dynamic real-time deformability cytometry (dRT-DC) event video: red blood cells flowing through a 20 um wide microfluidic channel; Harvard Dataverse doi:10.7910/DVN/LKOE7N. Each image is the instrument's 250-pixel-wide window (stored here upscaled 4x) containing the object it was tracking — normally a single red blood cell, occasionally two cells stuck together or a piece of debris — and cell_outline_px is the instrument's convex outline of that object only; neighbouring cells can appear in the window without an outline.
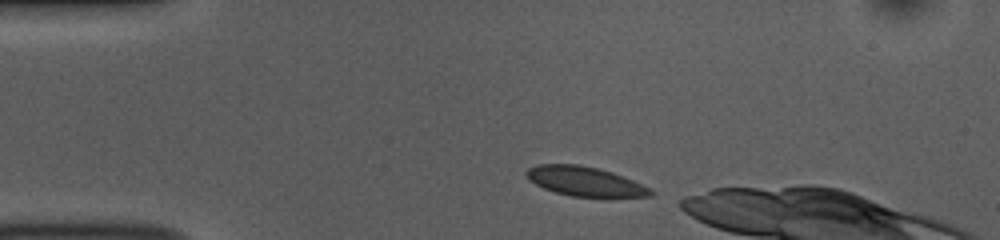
{"species": "common noctule bat (a hibernating species)", "species_latin": "Nyctalus noctula", "temperature_condition": "room temperature", "stored_images_in_passage": 44, "camera_frame_rate_fps": 3000, "um_per_image_px": 0.085, "animal": {"sex": "female", "body_mass_g": 10.0, "forearm_length_mm": 53.1}, "frame": {"image": 1, "passage_image": 1, "time_ms": 0.0, "image_size_px": [1000, 240], "cell_outline_px": [[656, 192], [652, 196], [572, 196], [556, 192], [544, 188], [528, 180], [524, 172], [528, 168], [536, 164], [580, 164], [612, 172], [624, 176], [652, 188]], "centroid_in_image_um": [49.72, 15.4], "position_along_channel_um": 35.3, "area_um2": 21.27}}
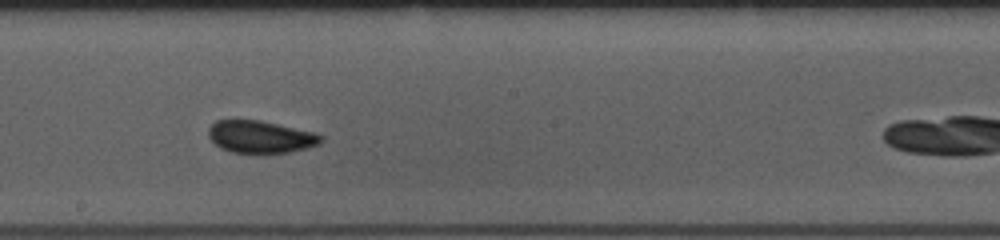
{"frame": {"image": 2, "passage_image": 19, "time_ms": 6.0, "image_size_px": [1000, 240], "cell_outline_px": [[324, 140], [320, 144], [288, 152], [232, 152], [220, 148], [208, 136], [208, 128], [216, 120], [260, 120], [316, 132], [324, 136]], "centroid_in_image_um": [22.17, 11.61], "position_along_channel_um": 226.0, "area_um2": 21.1}}
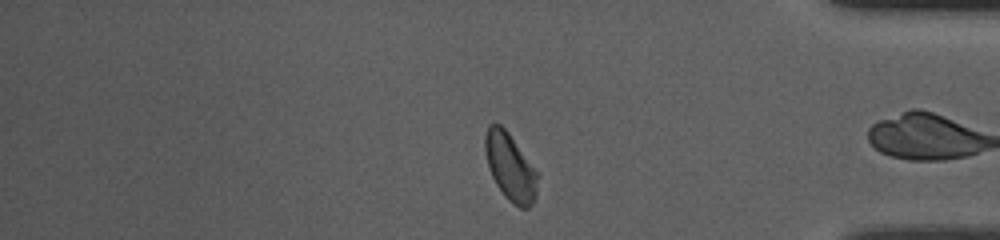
{"frame": {"image": 3, "passage_image": 34, "time_ms": 11.0, "image_size_px": [1000, 240], "cell_outline_px": [[536, 196], [532, 204], [528, 208], [520, 208], [512, 204], [504, 196], [496, 184], [488, 168], [484, 148], [484, 136], [488, 124], [500, 124], [508, 132], [536, 172]], "centroid_in_image_um": [43.32, 14.2], "position_along_channel_um": 391.9, "area_um2": 20.29}, "authors_computed_cell_mechanics": {"area_um2": 20.9236, "velocity_mm_per_s": 3.7935, "shape_relaxation_time_tau1_ms": 2.1784, "shape_relaxation_time_tau2_ms": 1.6043, "deformation_change_tau1": 0.0589, "deformation_change_tau2": 0.0369}}